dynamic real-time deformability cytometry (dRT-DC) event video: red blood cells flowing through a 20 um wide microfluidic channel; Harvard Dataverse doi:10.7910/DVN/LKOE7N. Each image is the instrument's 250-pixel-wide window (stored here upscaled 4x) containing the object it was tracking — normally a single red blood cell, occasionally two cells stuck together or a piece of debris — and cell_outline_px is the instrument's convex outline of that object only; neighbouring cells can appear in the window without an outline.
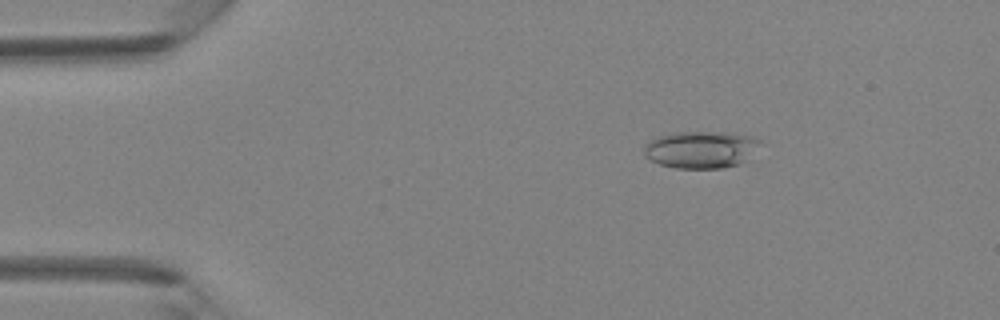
{"species": "Egyptian fruit bat (a non-hibernating species)", "species_latin": "Rousettus aegyptiacus", "temperature_condition": "room temperature", "stored_images_in_passage": 42, "camera_frame_rate_fps": 3000, "um_per_image_px": 0.085, "animal": {"sex": "female"}, "frame": {"image": 1, "passage_image": 7, "time_ms": 2.0, "image_size_px": [1000, 320], "cell_outline_px": [[760, 140], [740, 164], [720, 168], [676, 168], [660, 164], [644, 156], [644, 144], [660, 136], [676, 132], [736, 132], [752, 136]], "centroid_in_image_um": [59.52, 12.7], "position_along_channel_um": 25.5, "area_um2": 24.68}}
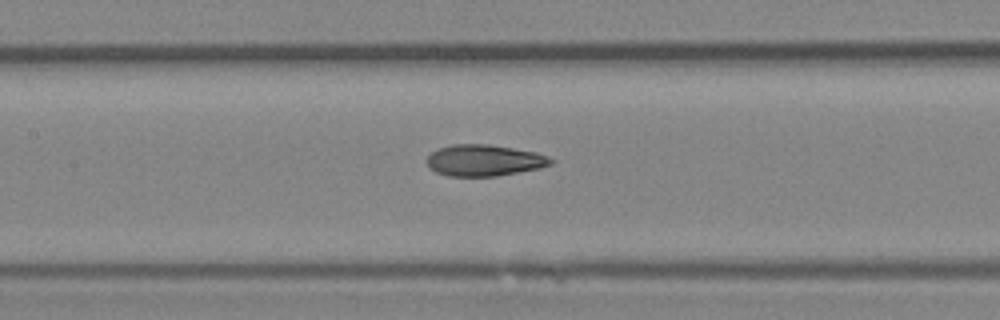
{"frame": {"image": 2, "passage_image": 20, "time_ms": 6.333, "image_size_px": [1000, 320], "cell_outline_px": [[556, 160], [552, 164], [540, 168], [496, 176], [448, 176], [436, 172], [428, 164], [428, 156], [432, 152], [440, 148], [452, 144], [488, 144], [536, 152], [548, 156]], "centroid_in_image_um": [41.21, 13.63], "position_along_channel_um": 166.2, "area_um2": 22.54}}
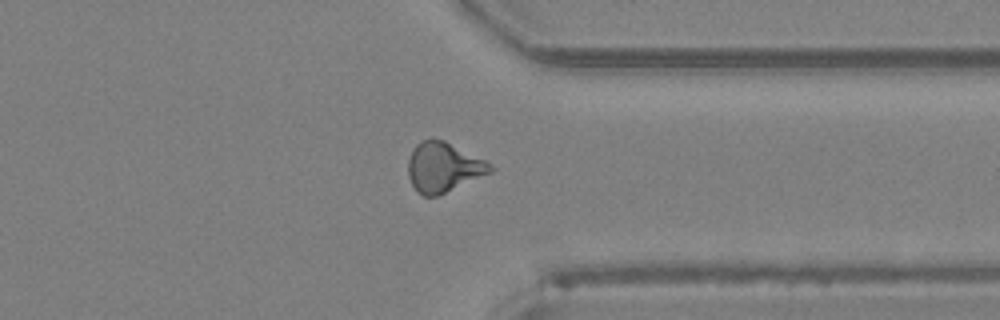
{"frame": {"image": 3, "passage_image": 33, "time_ms": 10.667, "image_size_px": [1000, 320], "cell_outline_px": [[496, 168], [492, 172], [436, 196], [424, 196], [416, 192], [408, 176], [408, 160], [412, 148], [420, 140], [432, 136], [444, 140], [484, 160]], "centroid_in_image_um": [37.65, 14.18], "position_along_channel_um": 373.8, "area_um2": 23.93}}